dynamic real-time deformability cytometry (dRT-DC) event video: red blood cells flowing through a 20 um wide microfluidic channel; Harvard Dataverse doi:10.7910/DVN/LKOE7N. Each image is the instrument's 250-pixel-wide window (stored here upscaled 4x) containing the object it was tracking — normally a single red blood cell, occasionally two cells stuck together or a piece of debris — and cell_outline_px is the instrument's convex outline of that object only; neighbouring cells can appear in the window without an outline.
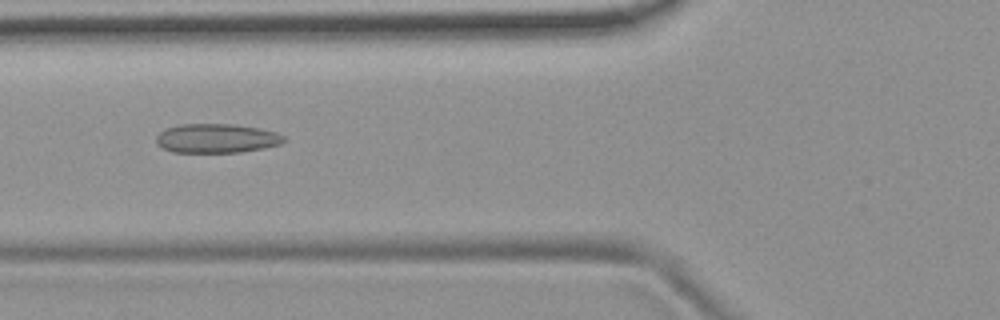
{"species": "common noctule bat (a hibernating species)", "species_latin": "Nyctalus noctula", "temperature_condition": "room temperature", "stored_images_in_passage": 7, "camera_frame_rate_fps": 3000, "um_per_image_px": 0.085, "animal": {"sex": "female", "body_mass_g": 19.9}, "frame": {"image": 1, "passage_image": 6, "time_ms": 6.333, "image_size_px": [1000, 320], "cell_outline_px": [[288, 140], [280, 144], [264, 148], [240, 152], [172, 152], [156, 144], [156, 136], [164, 128], [180, 124], [236, 124], [260, 128], [276, 132], [284, 136]], "centroid_in_image_um": [18.42, 11.75], "position_along_channel_um": 107.4, "area_um2": 21.91}}
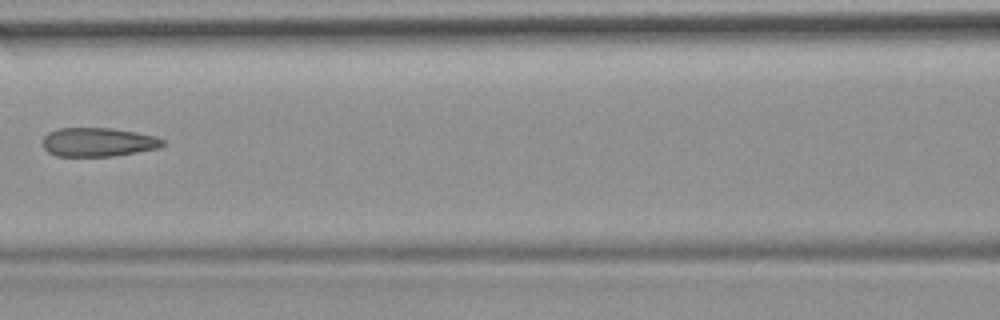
{"frame": {"image": 2, "passage_image": 7, "time_ms": 7.667, "image_size_px": [1000, 320], "cell_outline_px": [[164, 144], [160, 148], [112, 156], [56, 156], [48, 152], [44, 148], [44, 136], [48, 132], [60, 128], [112, 128], [136, 132], [156, 136], [164, 140]], "centroid_in_image_um": [8.35, 12.08], "position_along_channel_um": 158.2, "area_um2": 20.17}}